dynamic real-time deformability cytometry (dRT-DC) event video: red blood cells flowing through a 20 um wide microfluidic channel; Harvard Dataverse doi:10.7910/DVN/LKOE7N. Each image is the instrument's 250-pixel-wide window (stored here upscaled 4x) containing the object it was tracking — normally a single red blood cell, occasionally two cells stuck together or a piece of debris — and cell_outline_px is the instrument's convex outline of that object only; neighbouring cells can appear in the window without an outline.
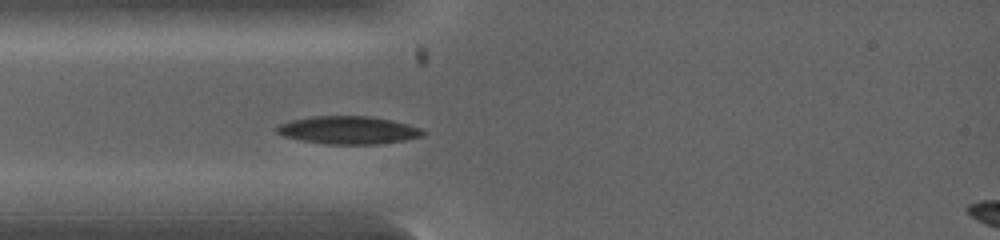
{"species": "common noctule bat (a hibernating species)", "species_latin": "Nyctalus noctula", "temperature_condition": "warm", "stored_images_in_passage": 8, "camera_frame_rate_fps": 5000, "um_per_image_px": 0.085, "animal": {"sex": "female", "body_mass_g": 19.0, "forearm_length_mm": 53.3}, "frame": {"image": 1, "passage_image": 5, "time_ms": 2.0, "image_size_px": [1000, 240], "cell_outline_px": [[424, 136], [404, 140], [380, 144], [324, 144], [300, 140], [284, 136], [276, 132], [276, 128], [280, 124], [288, 120], [312, 116], [372, 116], [392, 120], [408, 124], [420, 128], [424, 132]], "centroid_in_image_um": [29.59, 11.06], "position_along_channel_um": 55.4, "area_um2": 23.87}}
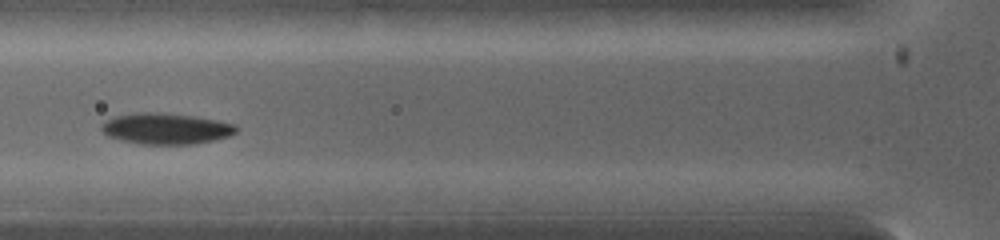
{"frame": {"image": 2, "passage_image": 7, "time_ms": 3.0, "image_size_px": [1000, 240], "cell_outline_px": [[236, 132], [228, 136], [216, 140], [196, 144], [140, 144], [108, 136], [100, 128], [104, 120], [116, 116], [140, 112], [164, 112], [196, 116], [236, 124]], "centroid_in_image_um": [14.12, 10.92], "position_along_channel_um": 111.7, "area_um2": 24.45}}